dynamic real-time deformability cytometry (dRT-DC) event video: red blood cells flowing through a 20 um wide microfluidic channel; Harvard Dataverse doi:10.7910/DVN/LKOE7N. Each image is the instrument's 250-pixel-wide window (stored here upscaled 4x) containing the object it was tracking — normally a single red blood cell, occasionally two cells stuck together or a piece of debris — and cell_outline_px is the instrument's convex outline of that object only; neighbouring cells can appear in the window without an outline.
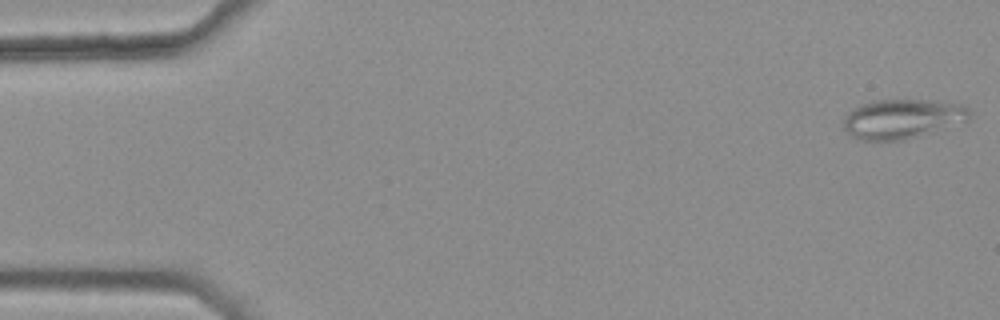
{"species": "common noctule bat (a hibernating species)", "species_latin": "Nyctalus noctula", "temperature_condition": "warm", "stored_images_in_passage": 47, "camera_frame_rate_fps": 3000, "um_per_image_px": 0.085, "animal": {"sex": "female", "body_mass_g": 25.1}, "frame": {"image": 1, "passage_image": 1, "time_ms": 0.0, "image_size_px": [1000, 320], "cell_outline_px": [[972, 116], [968, 120], [920, 136], [904, 140], [860, 140], [852, 136], [844, 128], [844, 120], [848, 112], [872, 100], [932, 100], [960, 104], [968, 108], [972, 112]], "centroid_in_image_um": [76.74, 10.1], "position_along_channel_um": 8.3, "area_um2": 28.84}}
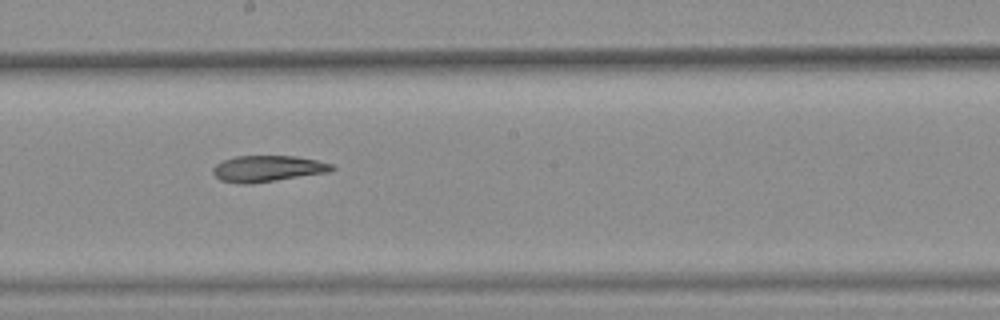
{"frame": {"image": 2, "passage_image": 29, "time_ms": 9.333, "image_size_px": [1000, 320], "cell_outline_px": [[336, 168], [332, 172], [252, 184], [240, 184], [220, 180], [212, 172], [212, 168], [216, 164], [224, 160], [236, 156], [296, 156], [316, 160], [332, 164]], "centroid_in_image_um": [22.78, 14.34], "position_along_channel_um": 225.4, "area_um2": 18.38}}
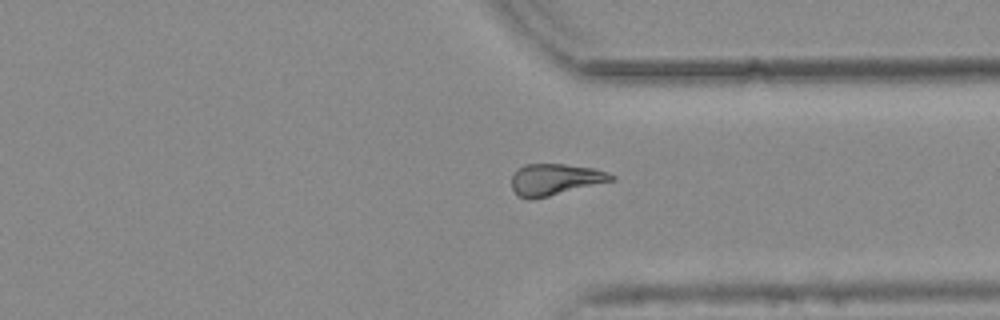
{"frame": {"image": 3, "passage_image": 40, "time_ms": 13.0, "image_size_px": [1000, 320], "cell_outline_px": [[616, 180], [532, 200], [528, 200], [516, 196], [512, 188], [512, 176], [524, 164], [564, 164], [592, 168], [616, 176]], "centroid_in_image_um": [47.16, 15.28], "position_along_channel_um": 364.2, "area_um2": 18.26}, "authors_computed_cell_mechanics": {"area_um2": 18.8428, "velocity_mm_per_s": 3.7809, "shape_relaxation_time_tau1_ms": null, "shape_relaxation_time_tau2_ms": 7.68, "deformation_change_tau1": null, "deformation_change_tau2": 0.1621}}